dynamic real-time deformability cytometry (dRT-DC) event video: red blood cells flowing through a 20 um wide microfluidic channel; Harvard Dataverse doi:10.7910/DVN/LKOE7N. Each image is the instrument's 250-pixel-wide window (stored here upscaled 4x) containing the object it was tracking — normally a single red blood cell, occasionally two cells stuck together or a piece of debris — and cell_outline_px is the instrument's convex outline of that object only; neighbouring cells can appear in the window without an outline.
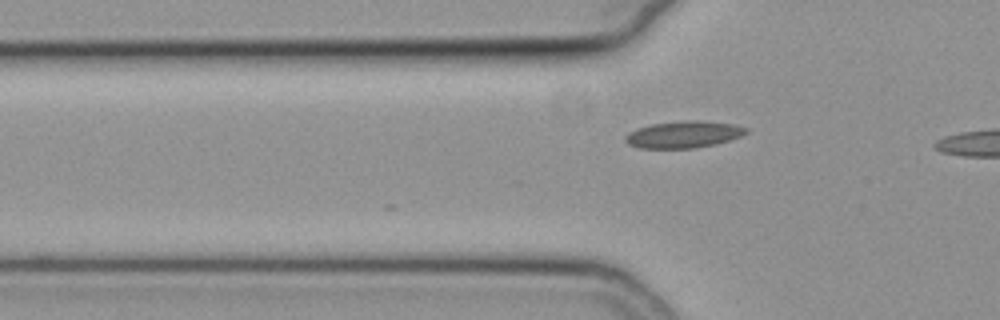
{"species": "common noctule bat (a hibernating species)", "species_latin": "Nyctalus noctula", "temperature_condition": "cold", "stored_images_in_passage": 4, "camera_frame_rate_fps": 3000, "um_per_image_px": 0.085, "animal": {"sex": "female", "body_mass_g": 19.3, "forearm_length_mm": 54.1}, "frame": {"image": 1, "passage_image": 4, "time_ms": 1.0, "image_size_px": [1000, 320], "cell_outline_px": [[748, 132], [740, 136], [728, 140], [712, 144], [692, 148], [640, 148], [628, 144], [624, 140], [624, 136], [628, 132], [636, 128], [652, 124], [680, 120], [700, 120], [736, 124], [748, 128]], "centroid_in_image_um": [58.07, 11.41], "position_along_channel_um": 67.7, "area_um2": 18.96}}